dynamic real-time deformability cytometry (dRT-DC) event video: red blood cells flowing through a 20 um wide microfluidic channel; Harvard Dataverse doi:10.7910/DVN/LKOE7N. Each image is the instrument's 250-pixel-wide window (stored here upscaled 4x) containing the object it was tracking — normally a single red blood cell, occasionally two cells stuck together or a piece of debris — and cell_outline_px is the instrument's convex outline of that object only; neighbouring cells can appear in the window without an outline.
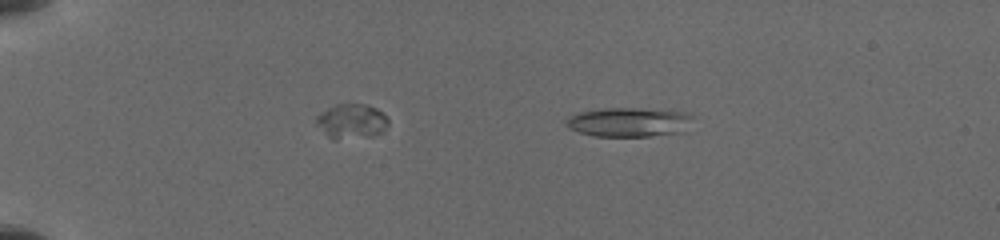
{"species": "common noctule bat (a hibernating species)", "species_latin": "Nyctalus noctula", "temperature_condition": "cold", "stored_images_in_passage": 38, "camera_frame_rate_fps": 3000, "um_per_image_px": 0.085, "animal": {"sex": "female", "body_mass_g": 19.5, "forearm_length_mm": 54.1}, "frame": {"image": 1, "passage_image": 10, "time_ms": 3.333, "image_size_px": [1000, 240], "cell_outline_px": [[692, 116], [684, 132], [648, 136], [592, 136], [568, 128], [564, 120], [568, 116], [576, 112], [604, 108], [640, 108], [688, 112]], "centroid_in_image_um": [53.4, 10.37], "position_along_channel_um": 31.6, "area_um2": 21.73}}
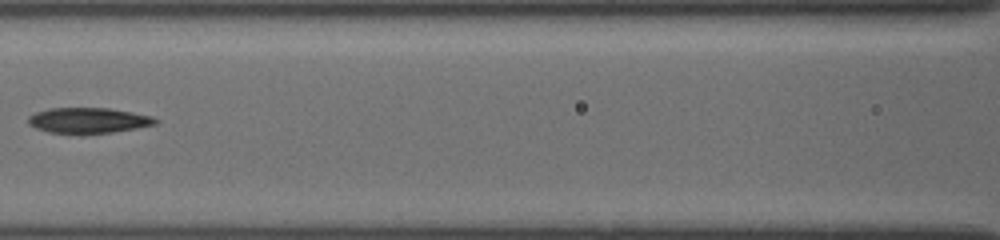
{"frame": {"image": 2, "passage_image": 23, "time_ms": 8.667, "image_size_px": [1000, 240], "cell_outline_px": [[160, 120], [156, 124], [136, 128], [112, 132], [80, 136], [48, 132], [36, 128], [28, 124], [28, 116], [36, 112], [48, 108], [108, 108], [132, 112], [152, 116]], "centroid_in_image_um": [7.48, 10.26], "position_along_channel_um": 159.1, "area_um2": 19.48}}
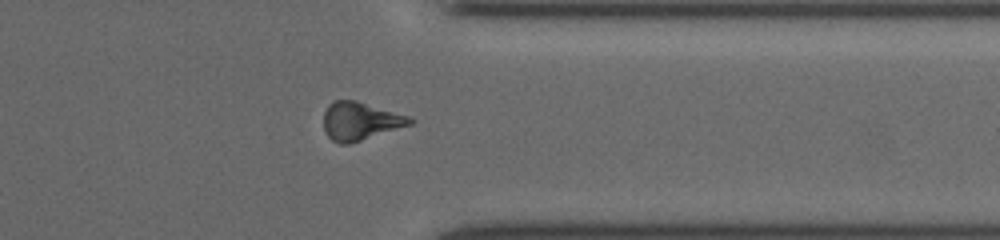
{"frame": {"image": 3, "passage_image": 34, "time_ms": 14.333, "image_size_px": [1000, 240], "cell_outline_px": [[416, 120], [412, 124], [348, 144], [340, 144], [332, 140], [328, 136], [324, 128], [324, 112], [328, 104], [332, 100], [356, 100], [408, 116]], "centroid_in_image_um": [30.6, 10.28], "position_along_channel_um": 380.8, "area_um2": 19.02}}